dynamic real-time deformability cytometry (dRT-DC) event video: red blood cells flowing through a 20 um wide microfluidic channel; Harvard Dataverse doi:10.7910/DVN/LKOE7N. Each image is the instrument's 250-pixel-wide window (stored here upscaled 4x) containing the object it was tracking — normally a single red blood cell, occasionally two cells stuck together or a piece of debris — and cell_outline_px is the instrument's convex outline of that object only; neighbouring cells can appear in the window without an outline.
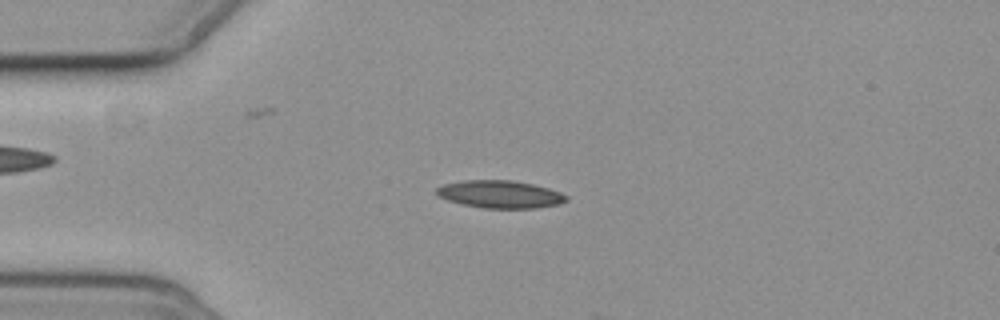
{"species": "common noctule bat (a hibernating species)", "species_latin": "Nyctalus noctula", "temperature_condition": "cold", "stored_images_in_passage": 8, "camera_frame_rate_fps": 3000, "um_per_image_px": 0.085, "animal": {"sex": "female", "body_mass_g": 19.3, "forearm_length_mm": 54.1}, "frame": {"image": 1, "passage_image": 3, "time_ms": 2.333, "image_size_px": [1000, 320], "cell_outline_px": [[568, 200], [560, 204], [536, 208], [484, 208], [464, 204], [448, 200], [440, 196], [436, 192], [436, 188], [444, 184], [464, 180], [512, 180], [532, 184], [548, 188], [560, 192], [568, 196]], "centroid_in_image_um": [42.54, 16.51], "position_along_channel_um": 42.5, "area_um2": 20.75}}
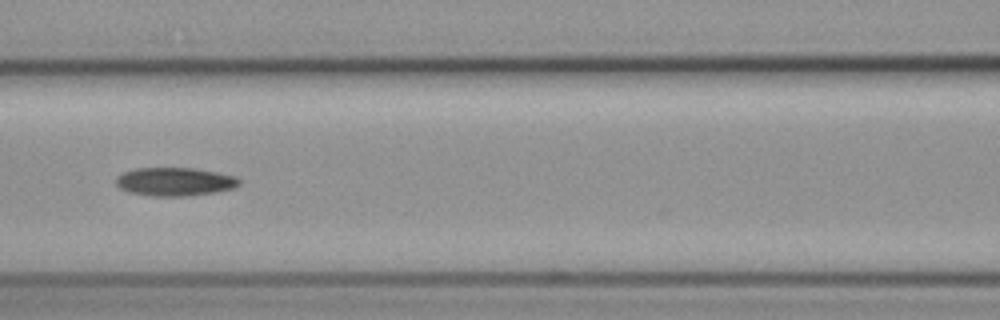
{"frame": {"image": 2, "passage_image": 6, "time_ms": 6.0, "image_size_px": [1000, 320], "cell_outline_px": [[240, 184], [232, 188], [216, 192], [188, 196], [148, 196], [128, 192], [120, 188], [116, 184], [116, 176], [124, 172], [136, 168], [192, 168], [216, 172], [236, 176], [240, 180]], "centroid_in_image_um": [14.84, 15.45], "position_along_channel_um": 151.8, "area_um2": 20.46}}
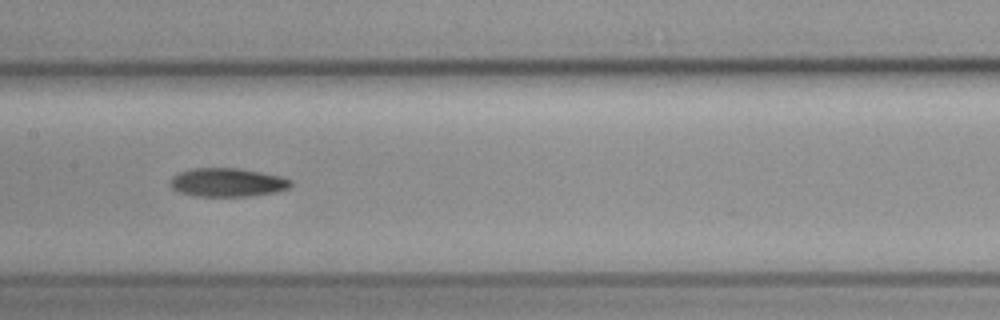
{"frame": {"image": 3, "passage_image": 7, "time_ms": 7.0, "image_size_px": [1000, 320], "cell_outline_px": [[292, 184], [288, 188], [276, 192], [252, 196], [192, 196], [180, 192], [172, 188], [168, 184], [172, 176], [180, 172], [192, 168], [236, 168], [260, 172], [280, 176], [292, 180]], "centroid_in_image_um": [19.3, 15.51], "position_along_channel_um": 188.1, "area_um2": 20.17}}